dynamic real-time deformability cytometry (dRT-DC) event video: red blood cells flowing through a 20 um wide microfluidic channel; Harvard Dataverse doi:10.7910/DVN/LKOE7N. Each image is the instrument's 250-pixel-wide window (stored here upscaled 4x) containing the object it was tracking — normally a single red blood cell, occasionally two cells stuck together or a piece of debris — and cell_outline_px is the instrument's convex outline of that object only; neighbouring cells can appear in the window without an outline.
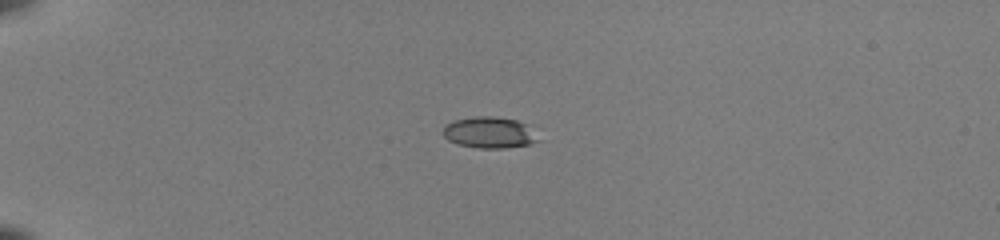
{"species": "common noctule bat (a hibernating species)", "species_latin": "Nyctalus noctula", "temperature_condition": "room temperature", "stored_images_in_passage": 53, "camera_frame_rate_fps": 3000, "um_per_image_px": 0.085, "animal": {"sex": "female", "body_mass_g": 22.0, "forearm_length_mm": 56.7}, "frame": {"image": 1, "passage_image": 15, "time_ms": 4.667, "image_size_px": [1000, 240], "cell_outline_px": [[544, 140], [532, 144], [504, 148], [480, 148], [460, 144], [448, 140], [444, 136], [444, 124], [456, 120], [476, 116], [496, 116], [516, 120], [528, 124]], "centroid_in_image_um": [41.71, 11.26], "position_along_channel_um": 43.3, "area_um2": 17.63}}
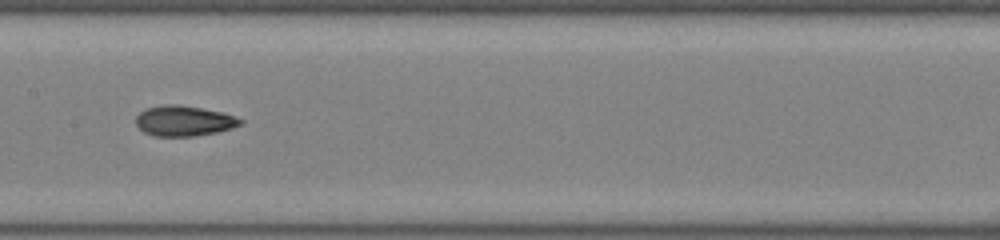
{"frame": {"image": 2, "passage_image": 30, "time_ms": 9.667, "image_size_px": [1000, 240], "cell_outline_px": [[244, 120], [240, 124], [232, 128], [216, 132], [192, 136], [156, 136], [144, 132], [136, 124], [136, 116], [140, 112], [148, 108], [164, 104], [176, 104], [200, 108], [220, 112], [236, 116]], "centroid_in_image_um": [15.63, 10.27], "position_along_channel_um": 191.8, "area_um2": 18.26}}
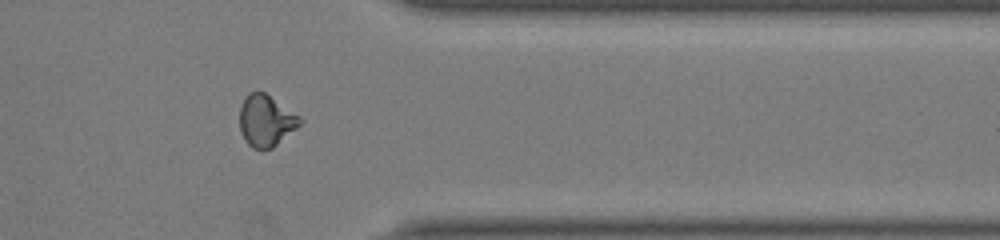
{"frame": {"image": 3, "passage_image": 45, "time_ms": 14.667, "image_size_px": [1000, 240], "cell_outline_px": [[304, 120], [296, 128], [272, 148], [252, 148], [244, 140], [240, 132], [240, 104], [248, 92], [264, 92], [300, 116]], "centroid_in_image_um": [22.59, 10.25], "position_along_channel_um": 388.8, "area_um2": 17.98}, "authors_computed_cell_mechanics": {"area_um2": 18.0914, "velocity_mm_per_s": 4.0129, "shape_relaxation_time_tau1_ms": null, "shape_relaxation_time_tau2_ms": 1.4554, "deformation_change_tau1": null, "deformation_change_tau2": 0.0716}}